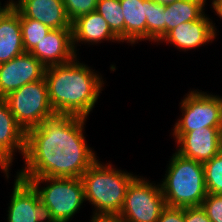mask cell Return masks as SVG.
<instances>
[{"instance_id":"cell-26","label":"cell","mask_w":222,"mask_h":222,"mask_svg":"<svg viewBox=\"0 0 222 222\" xmlns=\"http://www.w3.org/2000/svg\"><path fill=\"white\" fill-rule=\"evenodd\" d=\"M157 222H184V207L166 206Z\"/></svg>"},{"instance_id":"cell-9","label":"cell","mask_w":222,"mask_h":222,"mask_svg":"<svg viewBox=\"0 0 222 222\" xmlns=\"http://www.w3.org/2000/svg\"><path fill=\"white\" fill-rule=\"evenodd\" d=\"M15 178L7 222H56L34 188L27 181Z\"/></svg>"},{"instance_id":"cell-27","label":"cell","mask_w":222,"mask_h":222,"mask_svg":"<svg viewBox=\"0 0 222 222\" xmlns=\"http://www.w3.org/2000/svg\"><path fill=\"white\" fill-rule=\"evenodd\" d=\"M184 222H211L201 206L184 207Z\"/></svg>"},{"instance_id":"cell-6","label":"cell","mask_w":222,"mask_h":222,"mask_svg":"<svg viewBox=\"0 0 222 222\" xmlns=\"http://www.w3.org/2000/svg\"><path fill=\"white\" fill-rule=\"evenodd\" d=\"M3 99L25 132L56 115L49 102L45 77L25 84Z\"/></svg>"},{"instance_id":"cell-12","label":"cell","mask_w":222,"mask_h":222,"mask_svg":"<svg viewBox=\"0 0 222 222\" xmlns=\"http://www.w3.org/2000/svg\"><path fill=\"white\" fill-rule=\"evenodd\" d=\"M204 14L196 21H189L180 24L169 31L160 41L161 43L169 42L173 44L178 50L188 51L196 49L206 43L213 42L217 36V29L215 23Z\"/></svg>"},{"instance_id":"cell-17","label":"cell","mask_w":222,"mask_h":222,"mask_svg":"<svg viewBox=\"0 0 222 222\" xmlns=\"http://www.w3.org/2000/svg\"><path fill=\"white\" fill-rule=\"evenodd\" d=\"M24 52L20 12L13 6L0 20V64Z\"/></svg>"},{"instance_id":"cell-7","label":"cell","mask_w":222,"mask_h":222,"mask_svg":"<svg viewBox=\"0 0 222 222\" xmlns=\"http://www.w3.org/2000/svg\"><path fill=\"white\" fill-rule=\"evenodd\" d=\"M182 116L174 124L176 141L185 133L204 127L222 128V97L192 90L181 100Z\"/></svg>"},{"instance_id":"cell-24","label":"cell","mask_w":222,"mask_h":222,"mask_svg":"<svg viewBox=\"0 0 222 222\" xmlns=\"http://www.w3.org/2000/svg\"><path fill=\"white\" fill-rule=\"evenodd\" d=\"M67 17L72 22L81 15L94 12L98 0H62Z\"/></svg>"},{"instance_id":"cell-10","label":"cell","mask_w":222,"mask_h":222,"mask_svg":"<svg viewBox=\"0 0 222 222\" xmlns=\"http://www.w3.org/2000/svg\"><path fill=\"white\" fill-rule=\"evenodd\" d=\"M46 67L30 52L0 64V98L45 77Z\"/></svg>"},{"instance_id":"cell-11","label":"cell","mask_w":222,"mask_h":222,"mask_svg":"<svg viewBox=\"0 0 222 222\" xmlns=\"http://www.w3.org/2000/svg\"><path fill=\"white\" fill-rule=\"evenodd\" d=\"M176 143L177 153L204 163L222 151V128L196 129L183 134Z\"/></svg>"},{"instance_id":"cell-20","label":"cell","mask_w":222,"mask_h":222,"mask_svg":"<svg viewBox=\"0 0 222 222\" xmlns=\"http://www.w3.org/2000/svg\"><path fill=\"white\" fill-rule=\"evenodd\" d=\"M95 11L104 18L121 42H124V15L120 0H98Z\"/></svg>"},{"instance_id":"cell-8","label":"cell","mask_w":222,"mask_h":222,"mask_svg":"<svg viewBox=\"0 0 222 222\" xmlns=\"http://www.w3.org/2000/svg\"><path fill=\"white\" fill-rule=\"evenodd\" d=\"M166 206L160 184L137 176L128 187L118 217L123 222H157Z\"/></svg>"},{"instance_id":"cell-1","label":"cell","mask_w":222,"mask_h":222,"mask_svg":"<svg viewBox=\"0 0 222 222\" xmlns=\"http://www.w3.org/2000/svg\"><path fill=\"white\" fill-rule=\"evenodd\" d=\"M87 118L55 115L26 132L25 167L19 178H81L97 157L84 137Z\"/></svg>"},{"instance_id":"cell-25","label":"cell","mask_w":222,"mask_h":222,"mask_svg":"<svg viewBox=\"0 0 222 222\" xmlns=\"http://www.w3.org/2000/svg\"><path fill=\"white\" fill-rule=\"evenodd\" d=\"M201 207L211 222H222V195L207 193Z\"/></svg>"},{"instance_id":"cell-23","label":"cell","mask_w":222,"mask_h":222,"mask_svg":"<svg viewBox=\"0 0 222 222\" xmlns=\"http://www.w3.org/2000/svg\"><path fill=\"white\" fill-rule=\"evenodd\" d=\"M203 166L207 193L222 195V151Z\"/></svg>"},{"instance_id":"cell-33","label":"cell","mask_w":222,"mask_h":222,"mask_svg":"<svg viewBox=\"0 0 222 222\" xmlns=\"http://www.w3.org/2000/svg\"><path fill=\"white\" fill-rule=\"evenodd\" d=\"M213 10L216 12V15H218L219 18L222 19V8H213Z\"/></svg>"},{"instance_id":"cell-21","label":"cell","mask_w":222,"mask_h":222,"mask_svg":"<svg viewBox=\"0 0 222 222\" xmlns=\"http://www.w3.org/2000/svg\"><path fill=\"white\" fill-rule=\"evenodd\" d=\"M165 36L164 5L148 0L146 40L160 42Z\"/></svg>"},{"instance_id":"cell-5","label":"cell","mask_w":222,"mask_h":222,"mask_svg":"<svg viewBox=\"0 0 222 222\" xmlns=\"http://www.w3.org/2000/svg\"><path fill=\"white\" fill-rule=\"evenodd\" d=\"M20 179L27 181L34 188L39 199L50 209L56 222L72 220L85 201L84 185L81 178L35 177ZM43 182L46 183V187H41L40 183Z\"/></svg>"},{"instance_id":"cell-18","label":"cell","mask_w":222,"mask_h":222,"mask_svg":"<svg viewBox=\"0 0 222 222\" xmlns=\"http://www.w3.org/2000/svg\"><path fill=\"white\" fill-rule=\"evenodd\" d=\"M124 15V41L131 45L146 40L148 0H120Z\"/></svg>"},{"instance_id":"cell-31","label":"cell","mask_w":222,"mask_h":222,"mask_svg":"<svg viewBox=\"0 0 222 222\" xmlns=\"http://www.w3.org/2000/svg\"><path fill=\"white\" fill-rule=\"evenodd\" d=\"M153 1L165 6V5L172 4L173 2L178 1V0H153Z\"/></svg>"},{"instance_id":"cell-30","label":"cell","mask_w":222,"mask_h":222,"mask_svg":"<svg viewBox=\"0 0 222 222\" xmlns=\"http://www.w3.org/2000/svg\"><path fill=\"white\" fill-rule=\"evenodd\" d=\"M0 169L3 171L5 175V177L8 179L9 178V170H10V167L0 158Z\"/></svg>"},{"instance_id":"cell-3","label":"cell","mask_w":222,"mask_h":222,"mask_svg":"<svg viewBox=\"0 0 222 222\" xmlns=\"http://www.w3.org/2000/svg\"><path fill=\"white\" fill-rule=\"evenodd\" d=\"M136 177L137 175L114 168L110 162L101 164L97 160L90 166L81 180L85 201L95 208L93 215L118 216L128 187Z\"/></svg>"},{"instance_id":"cell-19","label":"cell","mask_w":222,"mask_h":222,"mask_svg":"<svg viewBox=\"0 0 222 222\" xmlns=\"http://www.w3.org/2000/svg\"><path fill=\"white\" fill-rule=\"evenodd\" d=\"M206 0H178L164 6L165 35L182 23L196 21L204 14Z\"/></svg>"},{"instance_id":"cell-32","label":"cell","mask_w":222,"mask_h":222,"mask_svg":"<svg viewBox=\"0 0 222 222\" xmlns=\"http://www.w3.org/2000/svg\"><path fill=\"white\" fill-rule=\"evenodd\" d=\"M212 8H222V0H212Z\"/></svg>"},{"instance_id":"cell-2","label":"cell","mask_w":222,"mask_h":222,"mask_svg":"<svg viewBox=\"0 0 222 222\" xmlns=\"http://www.w3.org/2000/svg\"><path fill=\"white\" fill-rule=\"evenodd\" d=\"M77 59L67 64L46 67L48 98L56 115L87 118L105 83L101 74Z\"/></svg>"},{"instance_id":"cell-16","label":"cell","mask_w":222,"mask_h":222,"mask_svg":"<svg viewBox=\"0 0 222 222\" xmlns=\"http://www.w3.org/2000/svg\"><path fill=\"white\" fill-rule=\"evenodd\" d=\"M72 41L75 53L78 42L97 44L103 41L121 42L108 23L96 11L84 14L71 22ZM103 40V41H102Z\"/></svg>"},{"instance_id":"cell-14","label":"cell","mask_w":222,"mask_h":222,"mask_svg":"<svg viewBox=\"0 0 222 222\" xmlns=\"http://www.w3.org/2000/svg\"><path fill=\"white\" fill-rule=\"evenodd\" d=\"M13 6L24 17L35 19L50 29H71L62 0H18Z\"/></svg>"},{"instance_id":"cell-4","label":"cell","mask_w":222,"mask_h":222,"mask_svg":"<svg viewBox=\"0 0 222 222\" xmlns=\"http://www.w3.org/2000/svg\"><path fill=\"white\" fill-rule=\"evenodd\" d=\"M166 173L160 186L167 206H201L207 196L203 163L175 152Z\"/></svg>"},{"instance_id":"cell-15","label":"cell","mask_w":222,"mask_h":222,"mask_svg":"<svg viewBox=\"0 0 222 222\" xmlns=\"http://www.w3.org/2000/svg\"><path fill=\"white\" fill-rule=\"evenodd\" d=\"M26 132L15 120L8 104L0 98V158L11 168L14 153L24 157Z\"/></svg>"},{"instance_id":"cell-22","label":"cell","mask_w":222,"mask_h":222,"mask_svg":"<svg viewBox=\"0 0 222 222\" xmlns=\"http://www.w3.org/2000/svg\"><path fill=\"white\" fill-rule=\"evenodd\" d=\"M20 24L25 52H31L43 37L51 31L45 24L35 19L26 18L21 13Z\"/></svg>"},{"instance_id":"cell-29","label":"cell","mask_w":222,"mask_h":222,"mask_svg":"<svg viewBox=\"0 0 222 222\" xmlns=\"http://www.w3.org/2000/svg\"><path fill=\"white\" fill-rule=\"evenodd\" d=\"M15 3V0H8L6 5L1 6L2 4L0 2V20L6 15V13L13 7Z\"/></svg>"},{"instance_id":"cell-13","label":"cell","mask_w":222,"mask_h":222,"mask_svg":"<svg viewBox=\"0 0 222 222\" xmlns=\"http://www.w3.org/2000/svg\"><path fill=\"white\" fill-rule=\"evenodd\" d=\"M30 53L45 67L73 61L77 54L73 48L72 29H51Z\"/></svg>"},{"instance_id":"cell-28","label":"cell","mask_w":222,"mask_h":222,"mask_svg":"<svg viewBox=\"0 0 222 222\" xmlns=\"http://www.w3.org/2000/svg\"><path fill=\"white\" fill-rule=\"evenodd\" d=\"M91 222H123V221L118 216L92 215Z\"/></svg>"}]
</instances>
